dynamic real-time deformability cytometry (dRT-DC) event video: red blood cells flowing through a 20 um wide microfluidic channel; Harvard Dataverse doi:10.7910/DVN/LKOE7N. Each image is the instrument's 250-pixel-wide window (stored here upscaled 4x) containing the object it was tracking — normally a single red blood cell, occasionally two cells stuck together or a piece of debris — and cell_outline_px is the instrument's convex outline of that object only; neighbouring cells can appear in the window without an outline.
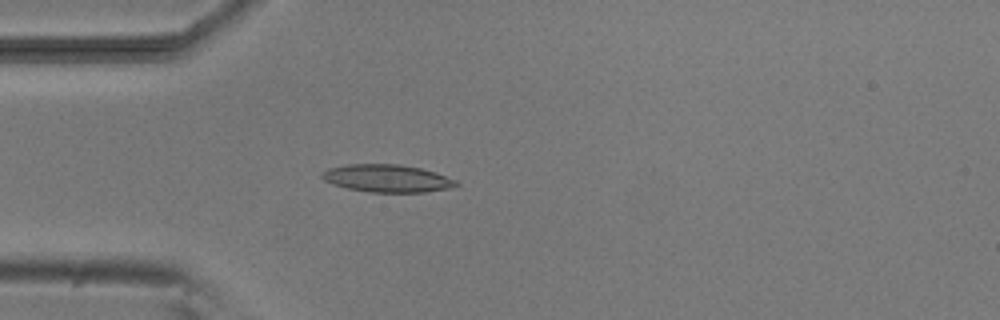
{"species": "common noctule bat (a hibernating species)", "species_latin": "Nyctalus noctula", "temperature_condition": "room temperature", "stored_images_in_passage": 4, "camera_frame_rate_fps": 3000, "um_per_image_px": 0.085, "animal": {"sex": "male", "body_mass_g": 20.5, "forearm_length_mm": 52.5}, "frame": {"image": 1, "passage_image": 4, "time_ms": 3.667, "image_size_px": [1000, 320], "cell_outline_px": [[460, 184], [452, 188], [424, 192], [368, 192], [348, 188], [332, 184], [324, 180], [320, 176], [328, 168], [348, 164], [400, 164], [420, 168], [436, 172], [456, 180]], "centroid_in_image_um": [32.93, 15.16], "position_along_channel_um": 52.1, "area_um2": 21.62}}